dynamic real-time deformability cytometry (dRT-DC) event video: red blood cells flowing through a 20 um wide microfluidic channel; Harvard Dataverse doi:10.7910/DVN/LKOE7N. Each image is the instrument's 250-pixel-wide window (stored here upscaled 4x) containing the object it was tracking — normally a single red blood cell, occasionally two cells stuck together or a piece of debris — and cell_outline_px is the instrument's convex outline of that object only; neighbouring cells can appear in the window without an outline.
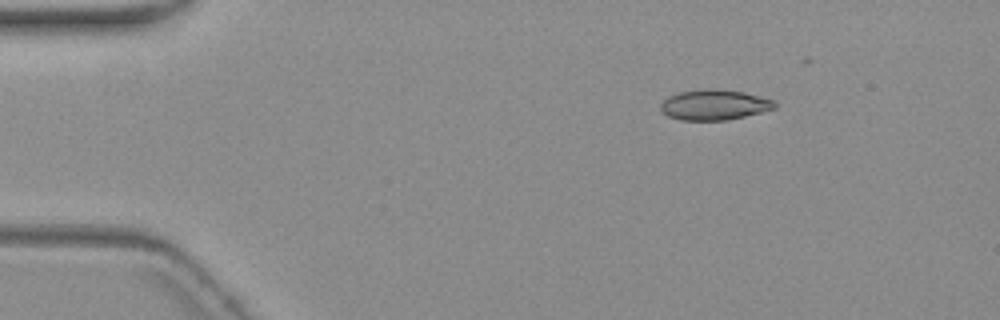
{"species": "common noctule bat (a hibernating species)", "species_latin": "Nyctalus noctula", "temperature_condition": "warm", "stored_images_in_passage": 3, "camera_frame_rate_fps": 3000, "um_per_image_px": 0.085, "animal": {"sex": "female", "body_mass_g": 19.3, "forearm_length_mm": 54.1}, "frame": {"image": 1, "passage_image": 3, "time_ms": 3.333, "image_size_px": [1000, 320], "cell_outline_px": [[776, 108], [744, 116], [724, 120], [680, 120], [668, 116], [660, 108], [660, 104], [668, 96], [680, 92], [712, 88], [716, 88], [744, 92], [776, 100]], "centroid_in_image_um": [60.73, 8.9], "position_along_channel_um": 24.3, "area_um2": 20.11}}